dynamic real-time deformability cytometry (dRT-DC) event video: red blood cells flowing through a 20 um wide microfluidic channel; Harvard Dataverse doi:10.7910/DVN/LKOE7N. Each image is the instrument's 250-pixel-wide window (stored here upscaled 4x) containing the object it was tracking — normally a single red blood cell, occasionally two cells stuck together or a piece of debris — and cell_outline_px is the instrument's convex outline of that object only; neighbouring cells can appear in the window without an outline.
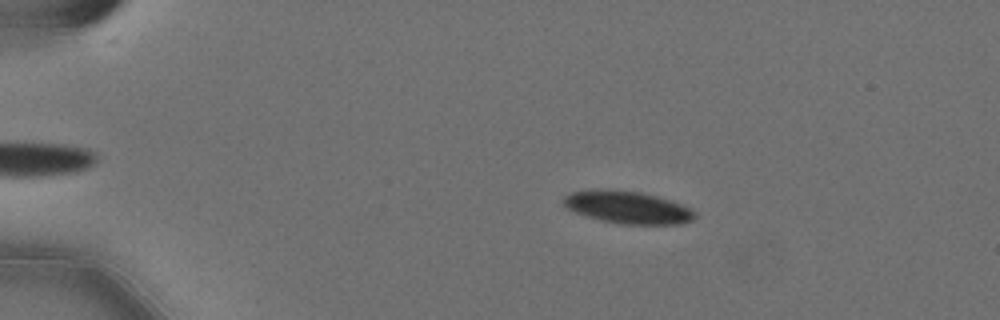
{"species": "Egyptian fruit bat (a non-hibernating species)", "species_latin": "Rousettus aegyptiacus", "temperature_condition": "cold", "stored_images_in_passage": 57, "camera_frame_rate_fps": 3000, "um_per_image_px": 0.085, "animal": {"sex": "female"}, "frame": {"image": 1, "passage_image": 11, "time_ms": 3.333, "image_size_px": [1000, 320], "cell_outline_px": [[696, 216], [692, 220], [680, 224], [620, 224], [600, 220], [576, 212], [568, 208], [564, 204], [564, 196], [572, 192], [600, 188], [612, 188], [640, 192], [672, 200], [692, 208], [696, 212]], "centroid_in_image_um": [53.39, 17.61], "position_along_channel_um": 31.6, "area_um2": 25.03}}
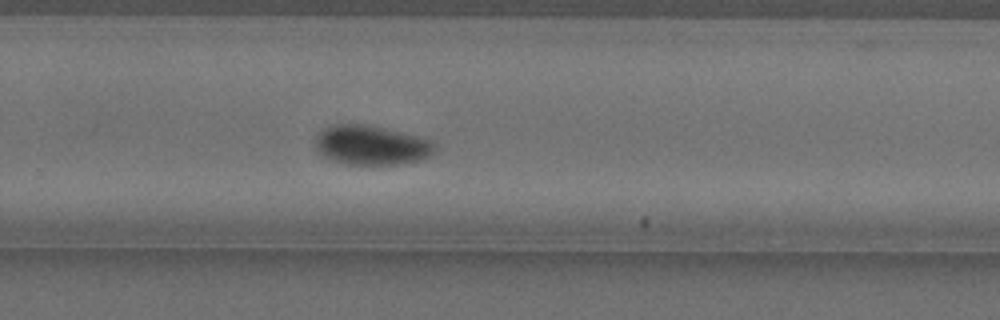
{"frame": {"image": 2, "passage_image": 39, "time_ms": 12.667, "image_size_px": [1000, 320], "cell_outline_px": [[436, 152], [420, 160], [400, 164], [348, 164], [324, 156], [316, 148], [316, 136], [320, 132], [336, 124], [368, 124], [404, 132], [428, 140], [436, 144]], "centroid_in_image_um": [31.61, 12.33], "position_along_channel_um": 298.2, "area_um2": 27.17}}
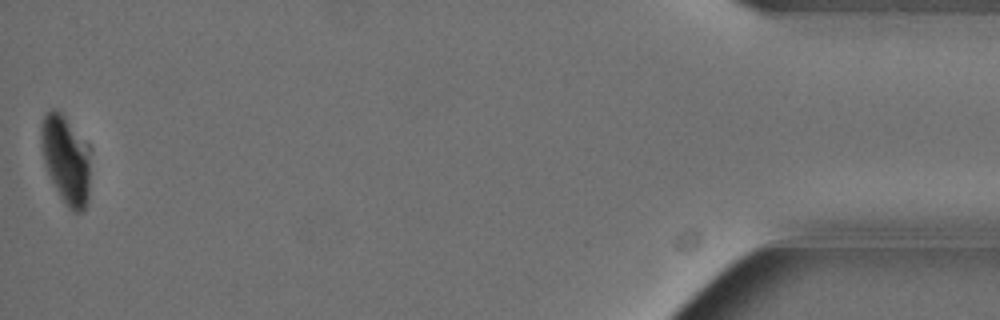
{"frame": {"image": 3, "passage_image": 57, "time_ms": 18.667, "image_size_px": [1000, 320], "cell_outline_px": [[88, 200], [84, 212], [72, 212], [68, 208], [60, 196], [44, 164], [40, 144], [40, 124], [44, 116], [52, 108], [60, 112], [64, 116], [88, 160]], "centroid_in_image_um": [5.5, 13.66], "position_along_channel_um": 429.7, "area_um2": 23.81}, "authors_computed_cell_mechanics": {"area_um2": 25.9522, "velocity_mm_per_s": 3.5661, "shape_relaxation_time_tau1_ms": 6.7364, "shape_relaxation_time_tau2_ms": null, "deformation_change_tau1": 0.1607, "deformation_change_tau2": null}}